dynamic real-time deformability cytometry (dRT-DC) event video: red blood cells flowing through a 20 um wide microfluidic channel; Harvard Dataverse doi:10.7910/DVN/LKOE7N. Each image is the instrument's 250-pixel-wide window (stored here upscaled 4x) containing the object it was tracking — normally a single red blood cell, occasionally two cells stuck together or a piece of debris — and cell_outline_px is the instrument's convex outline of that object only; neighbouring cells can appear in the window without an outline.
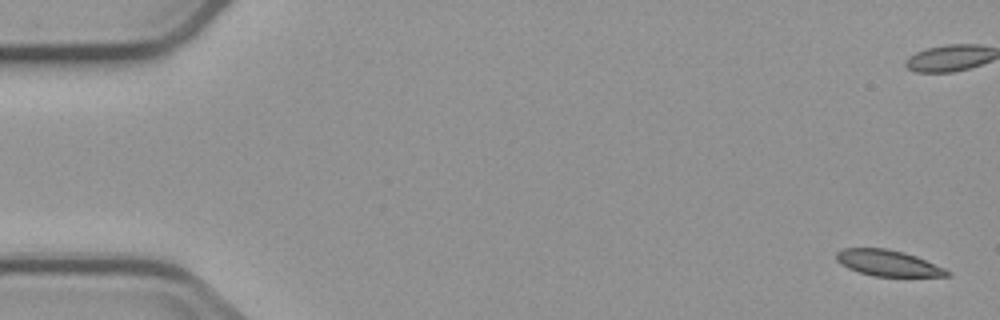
{"species": "common noctule bat (a hibernating species)", "species_latin": "Nyctalus noctula", "temperature_condition": "cold", "stored_images_in_passage": 16, "camera_frame_rate_fps": 3000, "um_per_image_px": 0.085, "animal": {"sex": "male", "body_mass_g": 23.1, "forearm_length_mm": 52.7}, "frame": {"image": 1, "passage_image": 1, "time_ms": 0.0, "image_size_px": [1000, 320], "cell_outline_px": [[952, 276], [876, 276], [860, 272], [848, 268], [840, 264], [836, 260], [836, 252], [844, 248], [884, 248], [904, 252], [916, 256], [944, 268]], "centroid_in_image_um": [75.44, 22.35], "position_along_channel_um": 9.6, "area_um2": 16.59}}
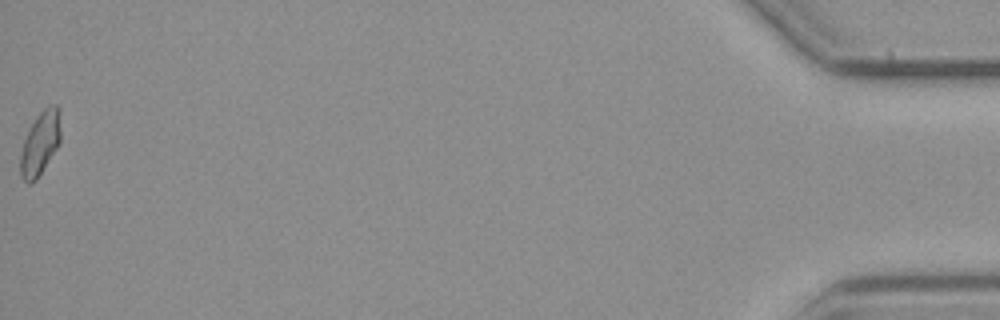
{"frame": {"image": 2, "passage_image": 16, "time_ms": 19.0, "image_size_px": [1000, 320], "cell_outline_px": [[60, 140], [56, 148], [36, 180], [28, 184], [20, 176], [20, 156], [24, 140], [36, 116], [44, 108], [52, 104], [56, 104], [60, 108]], "centroid_in_image_um": [3.42, 12.16], "position_along_channel_um": 431.8, "area_um2": 14.74}, "authors_computed_cell_mechanics": {"area_um2": 17.6868, "velocity_mm_per_s": 3.6655, "shape_relaxation_time_tau1_ms": 6.0754, "shape_relaxation_time_tau2_ms": 6.126, "deformation_change_tau1": 0.1048, "deformation_change_tau2": 0.0825}}